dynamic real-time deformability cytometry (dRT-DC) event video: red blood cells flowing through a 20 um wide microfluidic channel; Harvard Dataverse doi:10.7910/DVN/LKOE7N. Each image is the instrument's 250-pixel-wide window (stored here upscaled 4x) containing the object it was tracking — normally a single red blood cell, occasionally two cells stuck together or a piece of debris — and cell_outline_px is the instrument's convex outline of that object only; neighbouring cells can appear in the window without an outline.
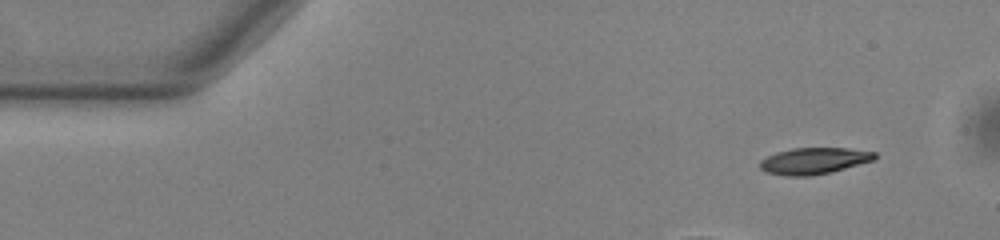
{"species": "common noctule bat (a hibernating species)", "species_latin": "Nyctalus noctula", "temperature_condition": "warm", "stored_images_in_passage": 34, "camera_frame_rate_fps": 3000, "um_per_image_px": 0.085, "animal": {"sex": "male", "body_mass_g": 13.0, "forearm_length_mm": 53.1}, "frame": {"image": 1, "passage_image": 1, "time_ms": 0.0, "image_size_px": [1000, 240], "cell_outline_px": [[876, 156], [872, 160], [832, 172], [812, 176], [784, 176], [768, 172], [760, 168], [760, 160], [776, 152], [792, 148], [848, 148], [876, 152]], "centroid_in_image_um": [69.17, 13.67], "position_along_channel_um": 15.8, "area_um2": 17.63}}
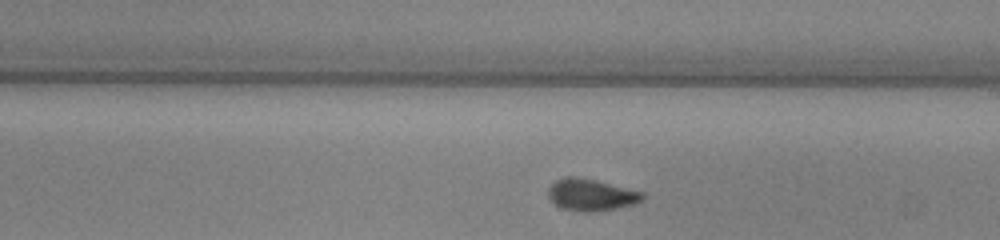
{"frame": {"image": 2, "passage_image": 23, "time_ms": 7.333, "image_size_px": [1000, 240], "cell_outline_px": [[644, 200], [636, 204], [616, 208], [592, 212], [580, 212], [564, 208], [556, 204], [548, 196], [548, 188], [556, 180], [564, 176], [572, 176], [592, 180], [644, 192]], "centroid_in_image_um": [50.26, 16.57], "position_along_channel_um": 238.7, "area_um2": 17.28}}
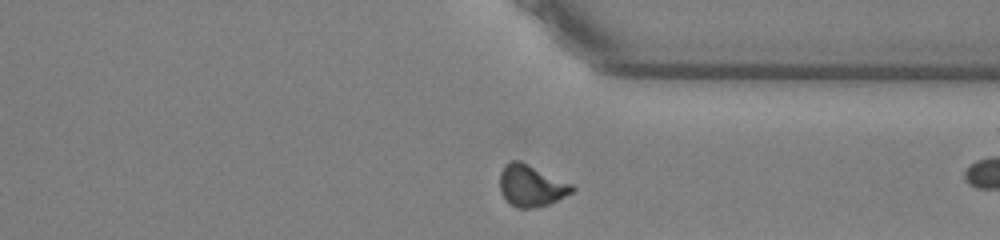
{"frame": {"image": 3, "passage_image": 33, "time_ms": 10.667, "image_size_px": [1000, 240], "cell_outline_px": [[576, 188], [572, 192], [548, 204], [532, 208], [516, 208], [508, 204], [500, 192], [500, 172], [504, 164], [512, 160], [520, 160], [572, 184]], "centroid_in_image_um": [45.11, 15.78], "position_along_channel_um": 366.3, "area_um2": 17.57}}